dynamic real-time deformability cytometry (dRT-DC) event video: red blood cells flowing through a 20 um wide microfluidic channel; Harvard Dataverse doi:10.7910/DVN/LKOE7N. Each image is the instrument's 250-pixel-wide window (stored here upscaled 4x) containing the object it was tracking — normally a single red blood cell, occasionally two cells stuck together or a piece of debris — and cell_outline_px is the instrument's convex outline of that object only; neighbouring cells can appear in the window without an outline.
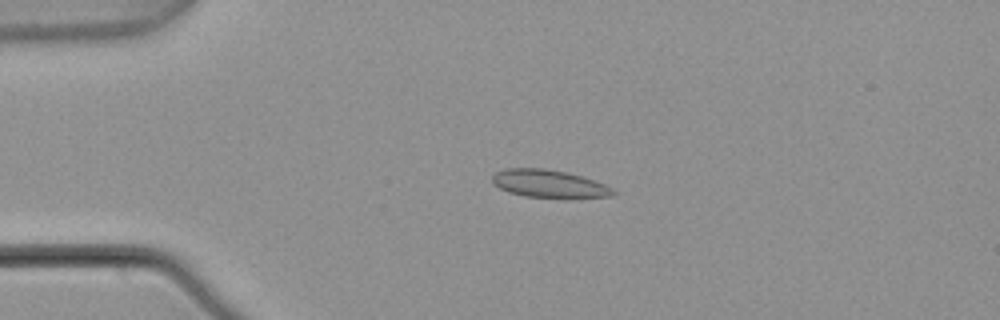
{"species": "common noctule bat (a hibernating species)", "species_latin": "Nyctalus noctula", "temperature_condition": "warm", "stored_images_in_passage": 4, "camera_frame_rate_fps": 3000, "um_per_image_px": 0.085, "animal": {"sex": "male", "body_mass_g": 21.5, "forearm_length_mm": 52.0}, "frame": {"image": 1, "passage_image": 2, "time_ms": 0.333, "image_size_px": [1000, 320], "cell_outline_px": [[616, 192], [612, 196], [564, 200], [524, 196], [508, 192], [492, 184], [492, 176], [496, 172], [504, 168], [544, 168], [568, 172], [604, 184], [612, 188]], "centroid_in_image_um": [46.67, 15.65], "position_along_channel_um": 38.3, "area_um2": 20.23}}